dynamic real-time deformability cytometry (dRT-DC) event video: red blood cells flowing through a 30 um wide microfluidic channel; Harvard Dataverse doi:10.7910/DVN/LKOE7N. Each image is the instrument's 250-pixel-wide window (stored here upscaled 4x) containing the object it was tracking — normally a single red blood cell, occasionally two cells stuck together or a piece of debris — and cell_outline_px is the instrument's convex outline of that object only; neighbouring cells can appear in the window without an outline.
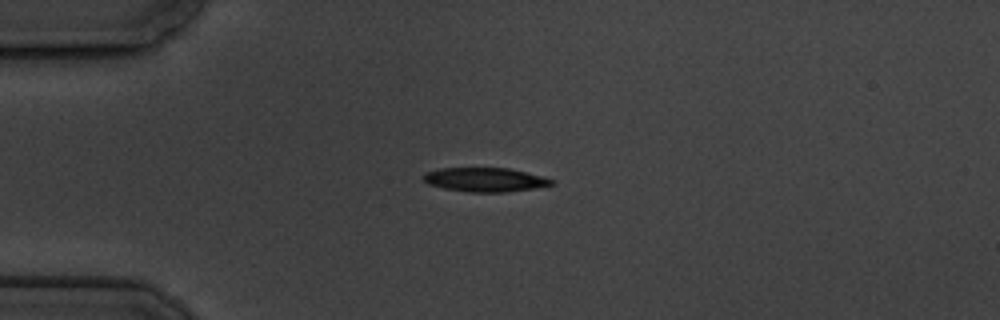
{"species": "common noctule bat (a hibernating species)", "species_latin": "Nyctalus noctula", "temperature_condition": "cold", "stored_images_in_passage": 4, "camera_frame_rate_fps": 3000, "um_per_image_px": 0.085, "animal": {"sex": "male", "body_mass_g": 19.5, "forearm_length_mm": 54.6}, "frame": {"image": 1, "passage_image": 1, "time_ms": 0.0, "image_size_px": [1000, 320], "cell_outline_px": [[556, 184], [532, 188], [504, 192], [468, 192], [444, 188], [428, 184], [424, 180], [424, 172], [440, 168], [508, 168], [544, 176], [556, 180]], "centroid_in_image_um": [41.26, 15.27], "position_along_channel_um": 43.7, "area_um2": 17.98}}
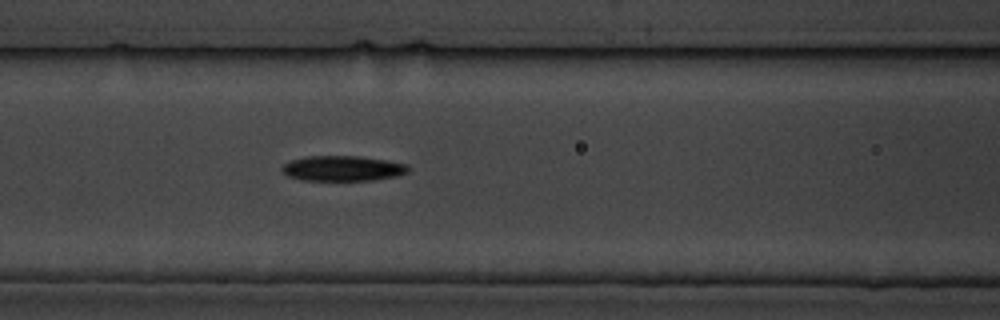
{"frame": {"image": 2, "passage_image": 4, "time_ms": 3.333, "image_size_px": [1000, 320], "cell_outline_px": [[412, 168], [408, 172], [396, 176], [372, 180], [300, 180], [288, 176], [280, 168], [284, 164], [292, 160], [304, 156], [360, 156], [408, 164]], "centroid_in_image_um": [29.14, 14.31], "position_along_channel_um": 137.5, "area_um2": 18.61}}